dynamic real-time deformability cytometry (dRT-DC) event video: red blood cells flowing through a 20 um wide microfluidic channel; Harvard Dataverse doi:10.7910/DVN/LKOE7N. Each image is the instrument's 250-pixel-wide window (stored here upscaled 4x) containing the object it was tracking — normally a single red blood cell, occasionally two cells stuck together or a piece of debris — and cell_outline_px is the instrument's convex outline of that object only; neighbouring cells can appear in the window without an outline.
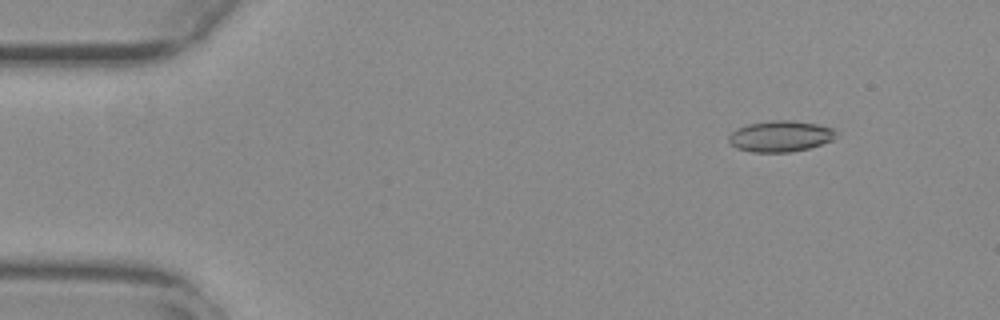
{"species": "common noctule bat (a hibernating species)", "species_latin": "Nyctalus noctula", "temperature_condition": "warm", "stored_images_in_passage": 52, "camera_frame_rate_fps": 3000, "um_per_image_px": 0.085, "animal": {"sex": "female", "body_mass_g": 29.2, "forearm_length_mm": 56.3}, "frame": {"image": 1, "passage_image": 4, "time_ms": 1.0, "image_size_px": [1000, 320], "cell_outline_px": [[840, 132], [832, 140], [808, 148], [788, 152], [752, 152], [736, 148], [728, 140], [728, 136], [736, 128], [748, 124], [772, 120], [792, 120], [816, 124], [832, 128]], "centroid_in_image_um": [66.33, 11.57], "position_along_channel_um": 18.7, "area_um2": 19.42}}
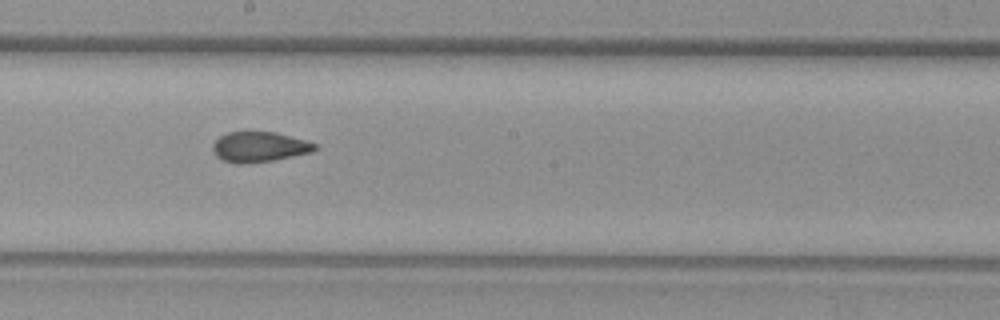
{"frame": {"image": 2, "passage_image": 28, "time_ms": 9.0, "image_size_px": [1000, 320], "cell_outline_px": [[316, 148], [312, 152], [272, 160], [244, 164], [236, 164], [220, 160], [212, 152], [212, 144], [220, 136], [228, 132], [276, 132], [304, 140], [316, 144]], "centroid_in_image_um": [21.97, 12.5], "position_along_channel_um": 226.2, "area_um2": 17.98}}
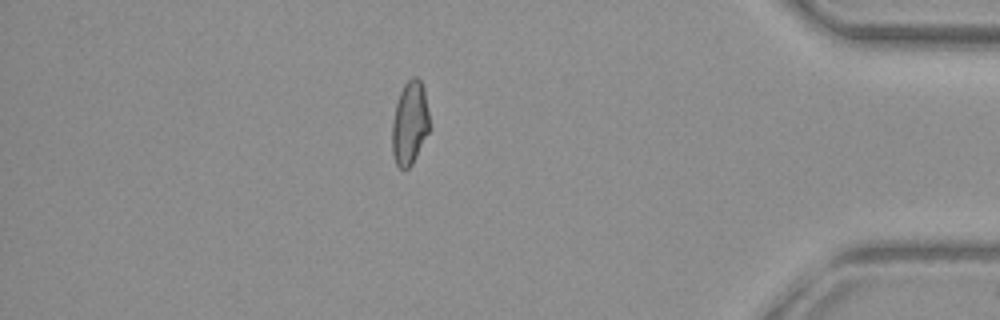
{"frame": {"image": 3, "passage_image": 45, "time_ms": 14.667, "image_size_px": [1000, 320], "cell_outline_px": [[428, 132], [412, 164], [408, 168], [400, 168], [396, 164], [392, 152], [392, 120], [396, 104], [400, 92], [404, 84], [412, 76], [416, 76], [420, 80], [424, 88], [428, 112]], "centroid_in_image_um": [34.81, 10.44], "position_along_channel_um": 400.4, "area_um2": 17.98}, "authors_computed_cell_mechanics": {"area_um2": 18.5827, "velocity_mm_per_s": 3.8063, "shape_relaxation_time_tau1_ms": null, "shape_relaxation_time_tau2_ms": 1.5158, "deformation_change_tau1": null, "deformation_change_tau2": 0.0684}}